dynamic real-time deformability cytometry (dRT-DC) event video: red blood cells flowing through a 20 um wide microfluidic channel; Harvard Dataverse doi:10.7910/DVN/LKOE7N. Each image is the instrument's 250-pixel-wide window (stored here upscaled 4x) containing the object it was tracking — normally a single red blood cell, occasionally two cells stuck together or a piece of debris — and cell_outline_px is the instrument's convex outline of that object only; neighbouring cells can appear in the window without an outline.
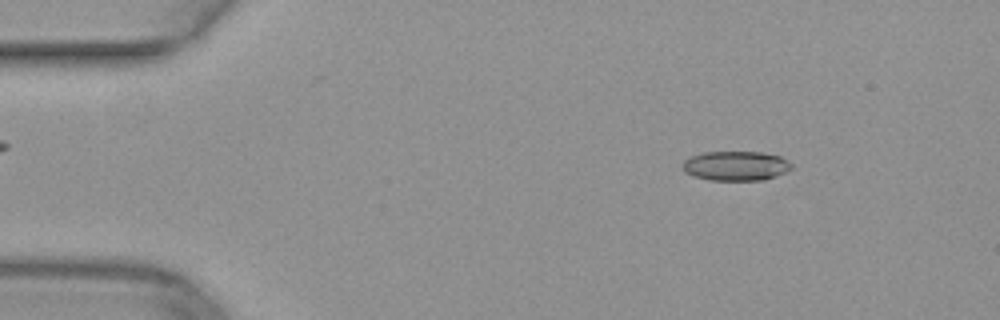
{"species": "common noctule bat (a hibernating species)", "species_latin": "Nyctalus noctula", "temperature_condition": "warm", "stored_images_in_passage": 50, "camera_frame_rate_fps": 3000, "um_per_image_px": 0.085, "animal": {"sex": "female", "body_mass_g": 29.2, "forearm_length_mm": 56.3}, "frame": {"image": 1, "passage_image": 7, "time_ms": 2.0, "image_size_px": [1000, 320], "cell_outline_px": [[792, 168], [776, 176], [764, 180], [708, 180], [684, 172], [680, 168], [680, 164], [684, 160], [692, 156], [704, 152], [764, 152], [780, 156], [788, 160], [792, 164]], "centroid_in_image_um": [62.53, 14.09], "position_along_channel_um": 22.5, "area_um2": 18.9}}
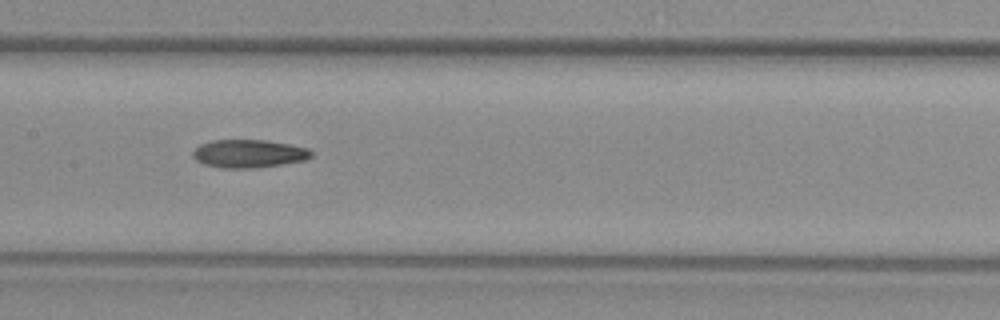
{"frame": {"image": 2, "passage_image": 25, "time_ms": 8.0, "image_size_px": [1000, 320], "cell_outline_px": [[312, 156], [304, 160], [256, 168], [220, 168], [204, 164], [196, 160], [192, 156], [192, 152], [200, 144], [212, 140], [268, 140], [308, 148], [312, 152]], "centroid_in_image_um": [21.12, 13.06], "position_along_channel_um": 186.3, "area_um2": 19.36}}
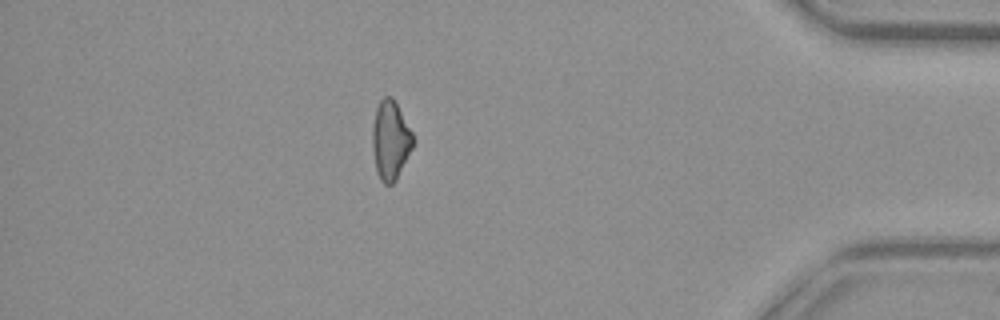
{"frame": {"image": 3, "passage_image": 44, "time_ms": 14.333, "image_size_px": [1000, 320], "cell_outline_px": [[416, 140], [396, 180], [392, 184], [384, 184], [380, 180], [376, 172], [372, 148], [372, 128], [376, 108], [380, 100], [384, 96], [392, 96], [412, 132]], "centroid_in_image_um": [33.18, 11.93], "position_along_channel_um": 402.0, "area_um2": 18.79}}